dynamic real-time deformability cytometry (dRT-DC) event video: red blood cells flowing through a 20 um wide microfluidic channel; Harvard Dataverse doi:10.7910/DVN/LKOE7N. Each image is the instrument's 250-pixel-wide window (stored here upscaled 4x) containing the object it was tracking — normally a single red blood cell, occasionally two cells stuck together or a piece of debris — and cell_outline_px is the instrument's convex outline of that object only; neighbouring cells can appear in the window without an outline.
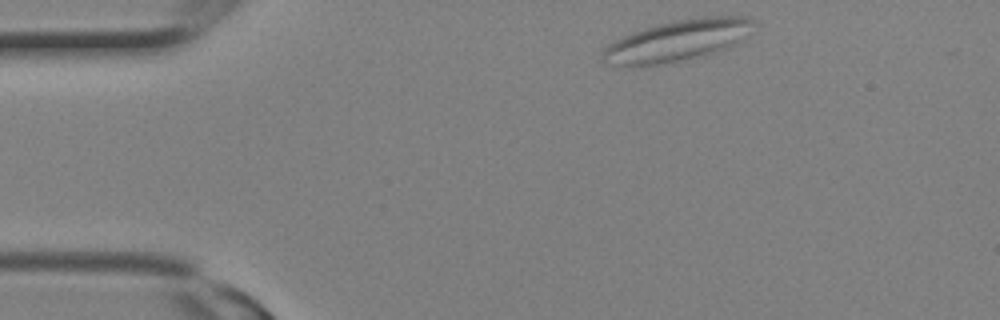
{"species": "Egyptian fruit bat (a non-hibernating species)", "species_latin": "Rousettus aegyptiacus", "temperature_condition": "room temperature", "stored_images_in_passage": 3, "camera_frame_rate_fps": 3000, "um_per_image_px": 0.085, "animal": {"sex": "female"}, "frame": {"image": 1, "passage_image": 1, "time_ms": 0.0, "image_size_px": [1000, 320], "cell_outline_px": [[756, 24], [736, 44], [728, 48], [704, 56], [668, 64], [620, 64], [600, 60], [600, 56], [604, 48], [612, 40], [632, 32], [656, 24], [676, 20], [700, 16], [744, 16], [756, 20]], "centroid_in_image_um": [57.62, 3.43], "position_along_channel_um": 27.4, "area_um2": 36.3}}